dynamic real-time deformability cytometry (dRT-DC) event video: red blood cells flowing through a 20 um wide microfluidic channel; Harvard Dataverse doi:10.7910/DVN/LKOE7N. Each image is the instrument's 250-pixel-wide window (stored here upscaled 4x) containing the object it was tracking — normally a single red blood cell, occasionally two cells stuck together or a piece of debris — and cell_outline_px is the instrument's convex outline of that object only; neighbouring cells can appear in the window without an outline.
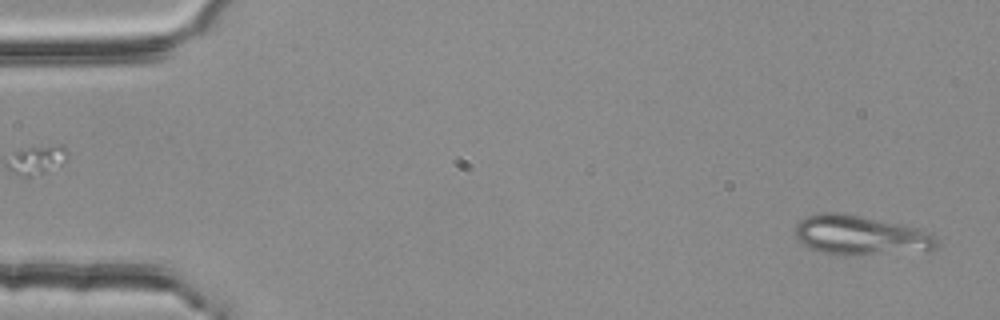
{"species": "common noctule bat (a hibernating species)", "species_latin": "Nyctalus noctula", "temperature_condition": "room temperature", "stored_images_in_passage": 5, "segment_of_instrument_passage": [2, 2], "camera_frame_rate_fps": 3000, "um_per_image_px": 0.085, "animal": {"sex": "female", "body_mass_g": 25.1}, "frame": {"image": 1, "passage_image": 5, "time_ms": 1.333, "image_size_px": [1000, 320], "cell_outline_px": [[936, 248], [928, 252], [856, 256], [836, 256], [820, 252], [808, 248], [796, 236], [796, 224], [800, 220], [808, 216], [820, 212], [844, 212], [900, 224], [932, 232], [936, 236]], "centroid_in_image_um": [73.19, 20.03], "position_along_channel_um": 11.8, "area_um2": 33.58}}